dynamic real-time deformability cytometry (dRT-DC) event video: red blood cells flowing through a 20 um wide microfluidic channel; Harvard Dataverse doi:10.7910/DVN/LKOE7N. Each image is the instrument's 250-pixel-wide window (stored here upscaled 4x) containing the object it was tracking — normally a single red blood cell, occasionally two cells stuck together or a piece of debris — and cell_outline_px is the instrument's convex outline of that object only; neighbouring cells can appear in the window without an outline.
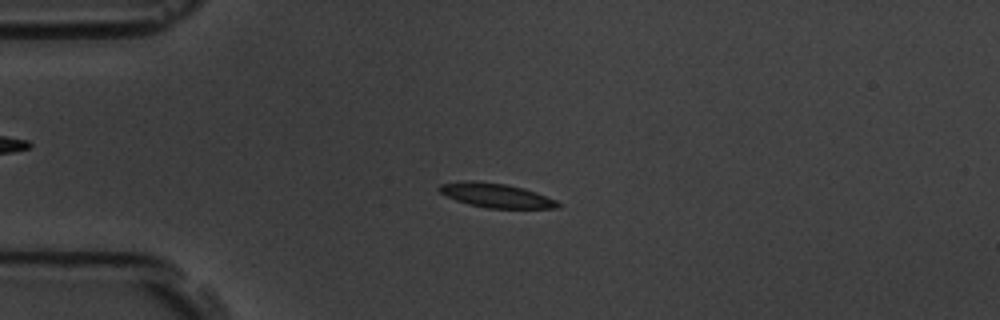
{"species": "common noctule bat (a hibernating species)", "species_latin": "Nyctalus noctula", "temperature_condition": "room temperature", "stored_images_in_passage": 57, "camera_frame_rate_fps": 3000, "um_per_image_px": 0.085, "animal": {"sex": "male", "body_mass_g": 19.5, "forearm_length_mm": 54.6}, "frame": {"image": 1, "passage_image": 14, "time_ms": 4.333, "image_size_px": [1000, 320], "cell_outline_px": [[560, 208], [488, 208], [468, 204], [456, 200], [440, 192], [436, 188], [440, 184], [464, 180], [476, 180], [504, 184], [524, 188], [536, 192], [556, 200], [560, 204]], "centroid_in_image_um": [42.14, 16.6], "position_along_channel_um": 42.9, "area_um2": 16.76}}
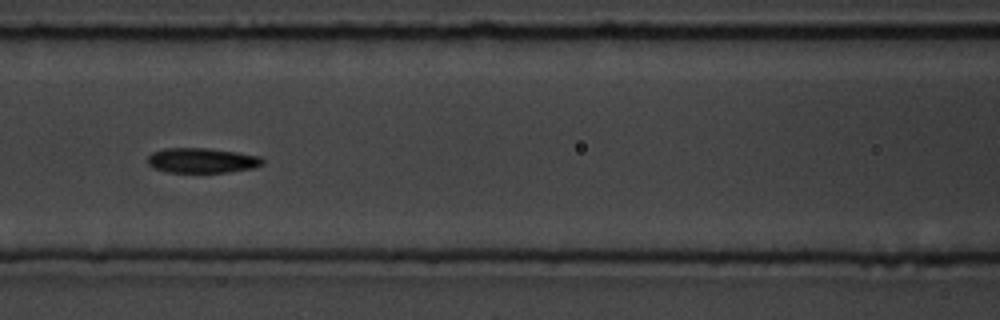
{"frame": {"image": 2, "passage_image": 25, "time_ms": 8.0, "image_size_px": [1000, 320], "cell_outline_px": [[264, 164], [256, 168], [228, 172], [168, 172], [152, 168], [148, 164], [148, 156], [152, 152], [164, 148], [208, 148], [236, 152], [260, 156], [264, 160]], "centroid_in_image_um": [17.18, 13.64], "position_along_channel_um": 149.4, "area_um2": 16.88}}
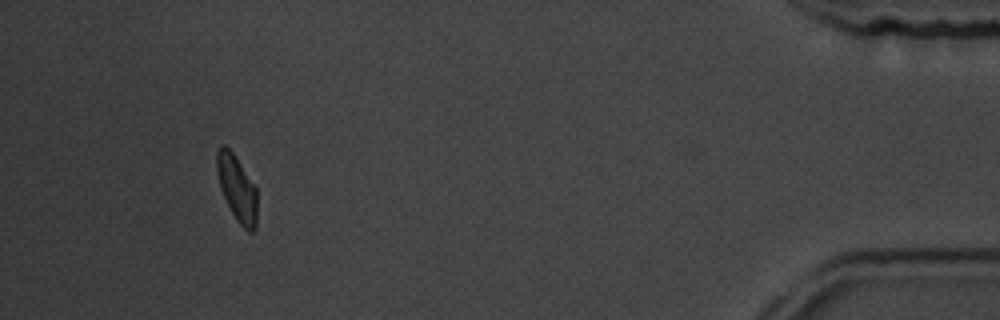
{"frame": {"image": 3, "passage_image": 53, "time_ms": 17.333, "image_size_px": [1000, 320], "cell_outline_px": [[256, 228], [252, 232], [248, 232], [236, 220], [220, 188], [216, 168], [216, 152], [220, 144], [224, 144], [232, 152], [256, 188]], "centroid_in_image_um": [20.12, 16.0], "position_along_channel_um": 415.1, "area_um2": 15.2}, "authors_computed_cell_mechanics": {"area_um2": 16.184, "velocity_mm_per_s": 3.57, "shape_relaxation_time_tau1_ms": 4.1203, "shape_relaxation_time_tau2_ms": 6.0273, "deformation_change_tau1": 0.1844, "deformation_change_tau2": 0.1408}}